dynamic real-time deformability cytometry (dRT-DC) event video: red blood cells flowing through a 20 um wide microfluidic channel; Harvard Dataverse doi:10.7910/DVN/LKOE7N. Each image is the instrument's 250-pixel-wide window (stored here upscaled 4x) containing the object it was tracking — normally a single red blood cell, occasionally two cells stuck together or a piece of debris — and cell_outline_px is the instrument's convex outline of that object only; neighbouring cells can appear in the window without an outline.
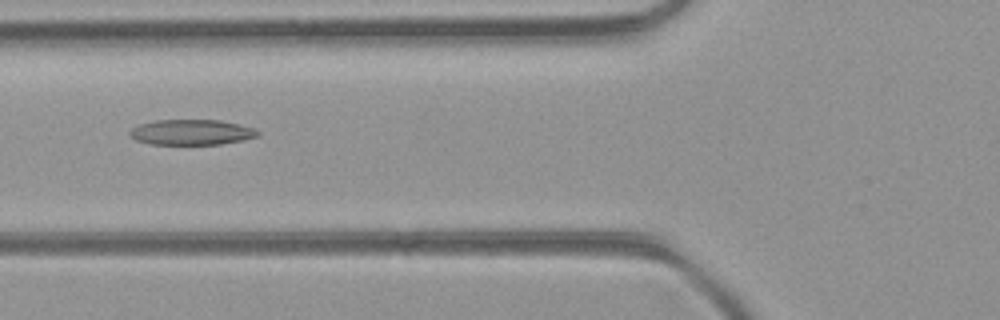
{"species": "common noctule bat (a hibernating species)", "species_latin": "Nyctalus noctula", "temperature_condition": "room temperature", "stored_images_in_passage": 6, "camera_frame_rate_fps": 3000, "um_per_image_px": 0.085, "animal": {"sex": "female", "body_mass_g": 21.9}, "frame": {"image": 1, "passage_image": 6, "time_ms": 1.667, "image_size_px": [1000, 320], "cell_outline_px": [[260, 132], [256, 136], [244, 140], [220, 144], [152, 144], [136, 140], [128, 132], [132, 128], [140, 124], [156, 120], [220, 120], [240, 124], [256, 128]], "centroid_in_image_um": [16.31, 11.23], "position_along_channel_um": 109.5, "area_um2": 18.9}}